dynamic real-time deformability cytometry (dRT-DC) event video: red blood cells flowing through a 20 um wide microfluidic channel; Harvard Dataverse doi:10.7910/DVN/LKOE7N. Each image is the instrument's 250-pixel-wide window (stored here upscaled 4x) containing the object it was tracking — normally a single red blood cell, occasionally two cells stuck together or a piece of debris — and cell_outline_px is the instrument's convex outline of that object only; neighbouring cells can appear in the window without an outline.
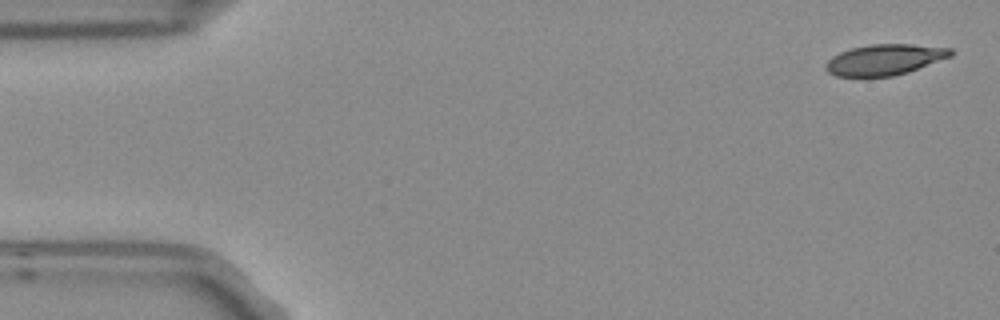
{"species": "Egyptian fruit bat (a non-hibernating species)", "species_latin": "Rousettus aegyptiacus", "temperature_condition": "room temperature", "stored_images_in_passage": 5, "segment_of_instrument_passage": [1, 2], "camera_frame_rate_fps": 3000, "um_per_image_px": 0.085, "frame": {"image": 1, "passage_image": 1, "time_ms": 0.0, "image_size_px": [1000, 320], "cell_outline_px": [[952, 56], [908, 72], [892, 76], [836, 76], [828, 72], [824, 64], [832, 56], [840, 52], [852, 48], [872, 44], [912, 44], [952, 48]], "centroid_in_image_um": [75.2, 5.06], "position_along_channel_um": 9.8, "area_um2": 22.31}}
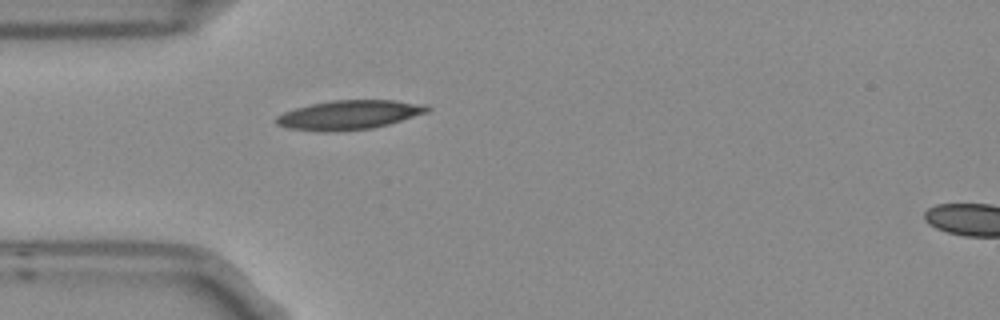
{"frame": {"image": 2, "passage_image": 4, "time_ms": 1.0, "image_size_px": [1000, 320], "cell_outline_px": [[432, 108], [428, 112], [388, 124], [372, 128], [328, 132], [324, 132], [288, 128], [276, 124], [272, 120], [276, 116], [284, 112], [296, 108], [312, 104], [332, 100], [396, 100], [428, 104]], "centroid_in_image_um": [29.68, 9.76], "position_along_channel_um": 55.3, "area_um2": 25.84}}